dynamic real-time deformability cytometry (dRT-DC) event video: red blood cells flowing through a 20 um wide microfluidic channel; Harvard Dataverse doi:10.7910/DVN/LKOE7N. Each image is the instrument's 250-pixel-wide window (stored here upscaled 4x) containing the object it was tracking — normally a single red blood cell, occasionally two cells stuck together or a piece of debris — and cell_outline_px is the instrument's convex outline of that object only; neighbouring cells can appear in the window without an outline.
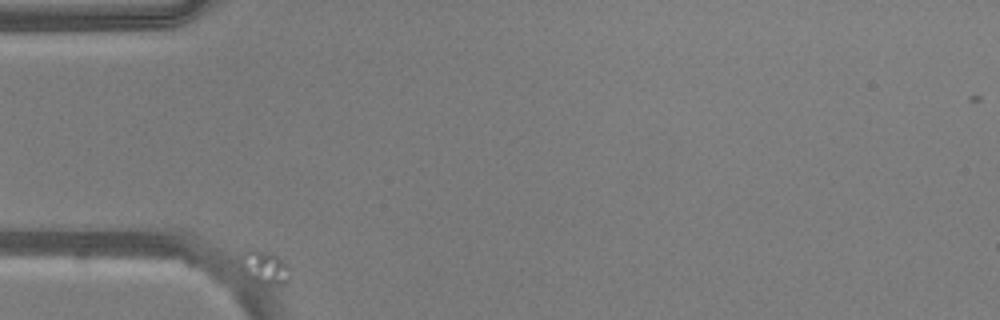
{"species": "common noctule bat (a hibernating species)", "species_latin": "Nyctalus noctula", "temperature_condition": "warm", "stored_images_in_passage": 4, "camera_frame_rate_fps": 3000, "um_per_image_px": 0.085, "animal": {"sex": "male", "body_mass_g": 20.5, "forearm_length_mm": 52.5}, "frame": {"image": 1, "passage_image": 1, "time_ms": 0.0, "image_size_px": [1000, 320], "cell_outline_px": [[288, 280], [284, 284], [256, 284], [248, 280], [244, 276], [240, 268], [240, 256], [248, 248], [256, 248], [272, 252], [288, 264]], "centroid_in_image_um": [22.4, 22.71], "position_along_channel_um": 62.6, "area_um2": 10.17}}